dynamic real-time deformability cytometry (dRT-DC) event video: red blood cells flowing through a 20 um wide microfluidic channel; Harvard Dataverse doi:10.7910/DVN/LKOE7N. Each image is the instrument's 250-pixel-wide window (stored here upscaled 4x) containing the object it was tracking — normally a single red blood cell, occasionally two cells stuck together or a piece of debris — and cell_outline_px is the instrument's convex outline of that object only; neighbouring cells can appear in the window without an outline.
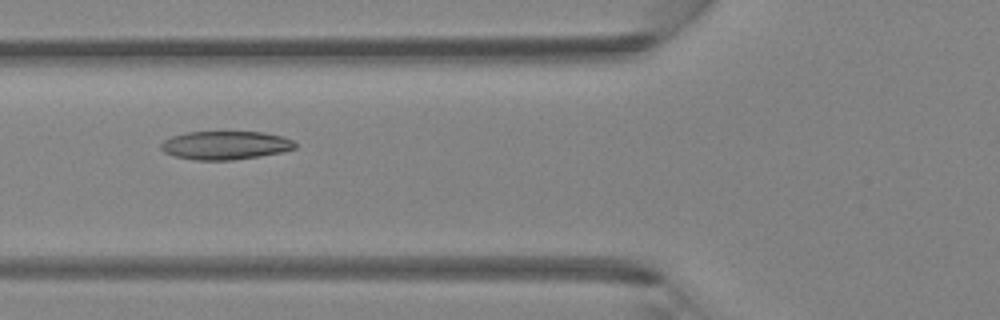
{"species": "Egyptian fruit bat (a non-hibernating species)", "species_latin": "Rousettus aegyptiacus", "temperature_condition": "room temperature", "stored_images_in_passage": 47, "camera_frame_rate_fps": 3000, "um_per_image_px": 0.085, "animal": {"sex": "female"}, "frame": {"image": 1, "passage_image": 18, "time_ms": 5.667, "image_size_px": [1000, 320], "cell_outline_px": [[296, 148], [280, 152], [260, 156], [232, 160], [192, 160], [172, 156], [164, 152], [160, 148], [160, 144], [164, 140], [172, 136], [188, 132], [264, 132], [280, 136], [292, 140], [296, 144]], "centroid_in_image_um": [19.11, 12.35], "position_along_channel_um": 106.7, "area_um2": 22.25}}
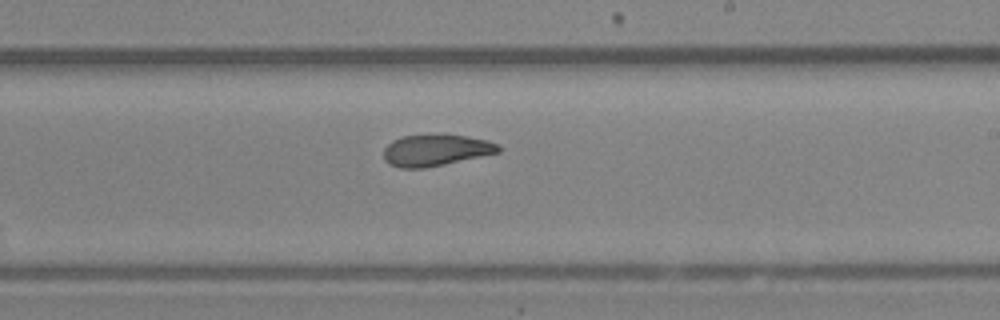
{"frame": {"image": 2, "passage_image": 28, "time_ms": 9.0, "image_size_px": [1000, 320], "cell_outline_px": [[500, 152], [444, 164], [424, 168], [400, 168], [388, 164], [384, 160], [384, 148], [392, 140], [400, 136], [436, 132], [444, 132], [488, 140], [500, 144]], "centroid_in_image_um": [37.02, 12.72], "position_along_channel_um": 252.0, "area_um2": 21.79}}
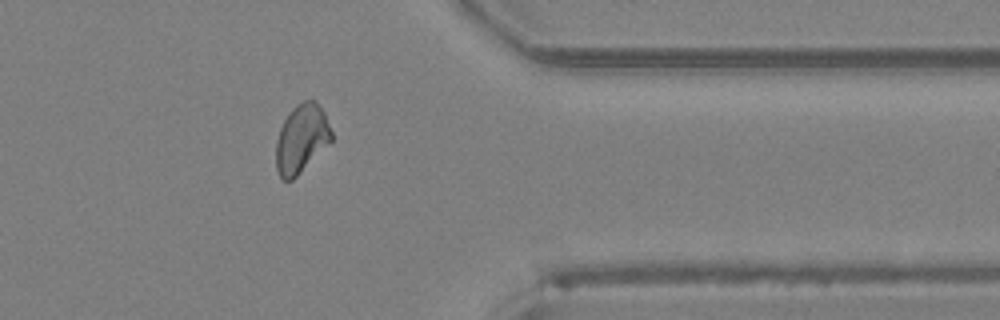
{"frame": {"image": 3, "passage_image": 38, "time_ms": 12.333, "image_size_px": [1000, 320], "cell_outline_px": [[332, 140], [292, 180], [284, 180], [280, 176], [276, 168], [276, 140], [280, 128], [284, 120], [292, 108], [296, 104], [304, 100], [316, 100], [324, 112], [332, 132]], "centroid_in_image_um": [25.62, 11.76], "position_along_channel_um": 385.8, "area_um2": 21.91}}